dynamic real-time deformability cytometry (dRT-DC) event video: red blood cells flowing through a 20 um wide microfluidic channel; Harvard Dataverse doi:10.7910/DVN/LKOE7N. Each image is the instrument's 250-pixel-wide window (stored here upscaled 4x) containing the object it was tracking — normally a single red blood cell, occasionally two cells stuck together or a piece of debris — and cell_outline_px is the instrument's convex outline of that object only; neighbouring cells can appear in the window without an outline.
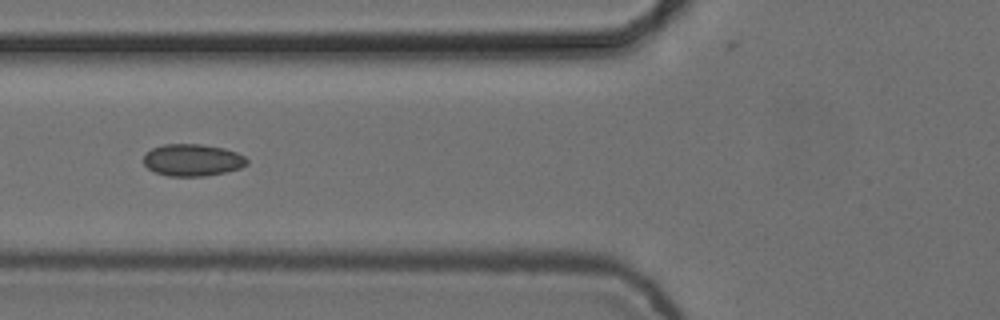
{"species": "common noctule bat (a hibernating species)", "species_latin": "Nyctalus noctula", "temperature_condition": "cold", "stored_images_in_passage": 6, "camera_frame_rate_fps": 3000, "um_per_image_px": 0.085, "animal": {"sex": "female", "body_mass_g": 24.6, "forearm_length_mm": 56.2}, "frame": {"image": 1, "passage_image": 4, "time_ms": 1.0, "image_size_px": [1000, 320], "cell_outline_px": [[248, 164], [240, 168], [224, 172], [204, 176], [168, 176], [156, 172], [148, 168], [144, 164], [144, 156], [152, 148], [164, 144], [200, 144], [224, 148], [236, 152], [244, 156], [248, 160]], "centroid_in_image_um": [16.37, 13.6], "position_along_channel_um": 109.4, "area_um2": 19.19}}
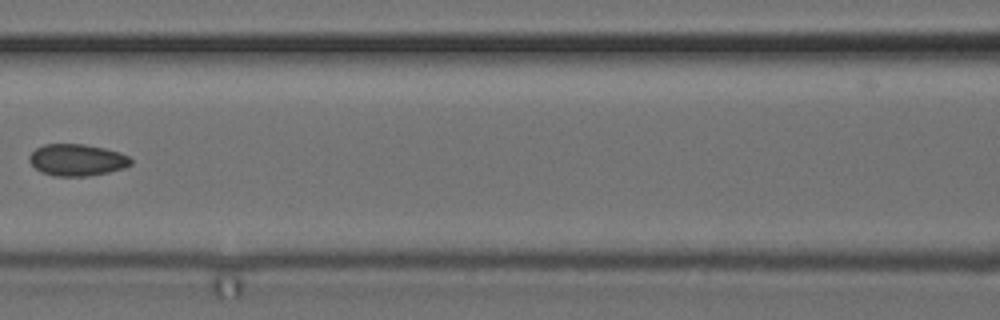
{"frame": {"image": 2, "passage_image": 5, "time_ms": 1.333, "image_size_px": [1000, 320], "cell_outline_px": [[132, 164], [124, 168], [108, 172], [88, 176], [52, 176], [40, 172], [28, 160], [28, 156], [36, 148], [44, 144], [84, 144], [104, 148], [120, 152], [128, 156], [132, 160]], "centroid_in_image_um": [6.54, 13.6], "position_along_channel_um": 160.1, "area_um2": 18.9}}
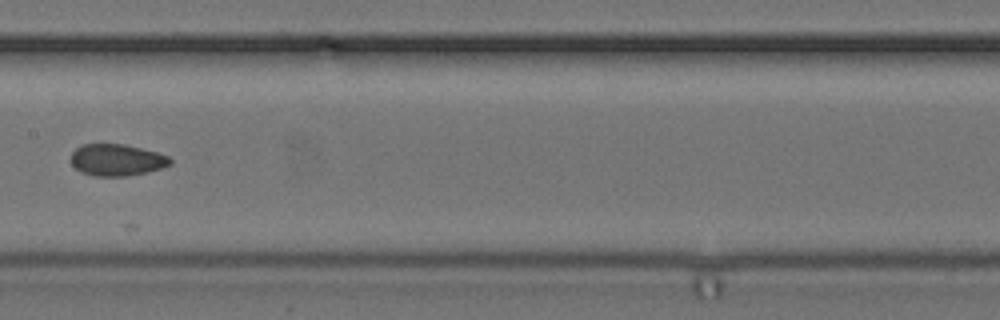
{"frame": {"image": 3, "passage_image": 6, "time_ms": 1.667, "image_size_px": [1000, 320], "cell_outline_px": [[172, 164], [148, 172], [124, 176], [96, 176], [80, 172], [72, 164], [72, 152], [76, 148], [84, 144], [124, 144], [156, 152], [168, 156], [172, 160]], "centroid_in_image_um": [9.93, 13.6], "position_along_channel_um": 197.5, "area_um2": 18.21}}